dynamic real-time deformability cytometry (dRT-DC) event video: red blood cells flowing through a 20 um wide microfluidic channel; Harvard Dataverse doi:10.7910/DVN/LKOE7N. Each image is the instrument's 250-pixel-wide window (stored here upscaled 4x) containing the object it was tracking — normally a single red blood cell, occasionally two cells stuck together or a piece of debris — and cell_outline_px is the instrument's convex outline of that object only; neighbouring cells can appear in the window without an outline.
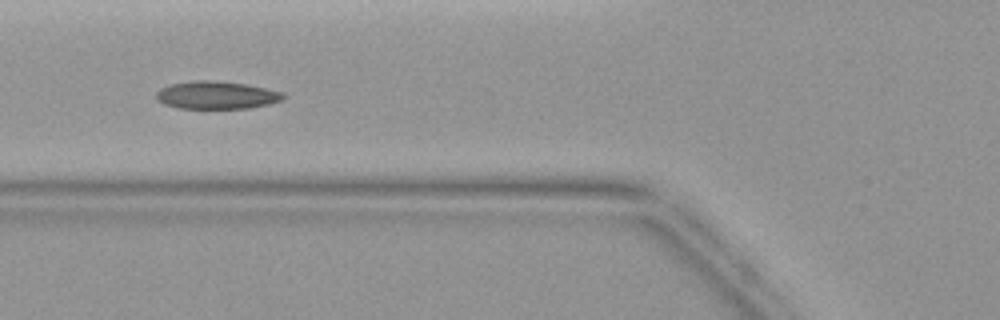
{"species": "common noctule bat (a hibernating species)", "species_latin": "Nyctalus noctula", "temperature_condition": "warm", "stored_images_in_passage": 5, "camera_frame_rate_fps": 3000, "um_per_image_px": 0.085, "animal": {"sex": "female", "body_mass_g": 19.9}, "frame": {"image": 1, "passage_image": 5, "time_ms": 4.667, "image_size_px": [1000, 320], "cell_outline_px": [[288, 96], [280, 100], [268, 104], [248, 108], [180, 108], [164, 104], [156, 100], [156, 92], [160, 88], [172, 84], [192, 80], [212, 80], [248, 84], [284, 92]], "centroid_in_image_um": [18.41, 8.07], "position_along_channel_um": 107.4, "area_um2": 20.63}}